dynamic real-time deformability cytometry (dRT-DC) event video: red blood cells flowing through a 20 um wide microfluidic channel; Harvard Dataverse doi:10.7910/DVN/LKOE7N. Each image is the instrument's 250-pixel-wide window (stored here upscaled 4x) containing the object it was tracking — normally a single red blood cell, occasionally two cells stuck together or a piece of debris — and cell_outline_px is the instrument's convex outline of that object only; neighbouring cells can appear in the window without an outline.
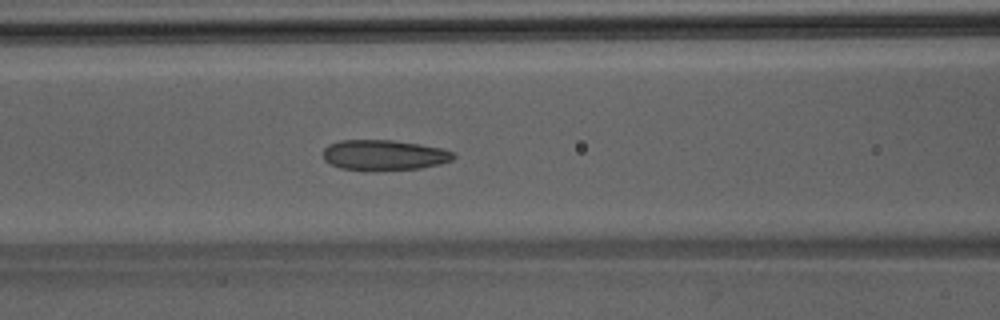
{"species": "Egyptian fruit bat (a non-hibernating species)", "species_latin": "Rousettus aegyptiacus", "temperature_condition": "room temperature", "stored_images_in_passage": 49, "camera_frame_rate_fps": 3000, "um_per_image_px": 0.085, "animal": {"sex": "male"}, "frame": {"image": 1, "passage_image": 21, "time_ms": 6.667, "image_size_px": [1000, 320], "cell_outline_px": [[456, 156], [452, 160], [440, 164], [420, 168], [364, 172], [340, 168], [324, 160], [324, 148], [328, 144], [340, 140], [392, 140], [420, 144], [440, 148], [456, 152]], "centroid_in_image_um": [32.64, 13.2], "position_along_channel_um": 134.0, "area_um2": 23.52}}
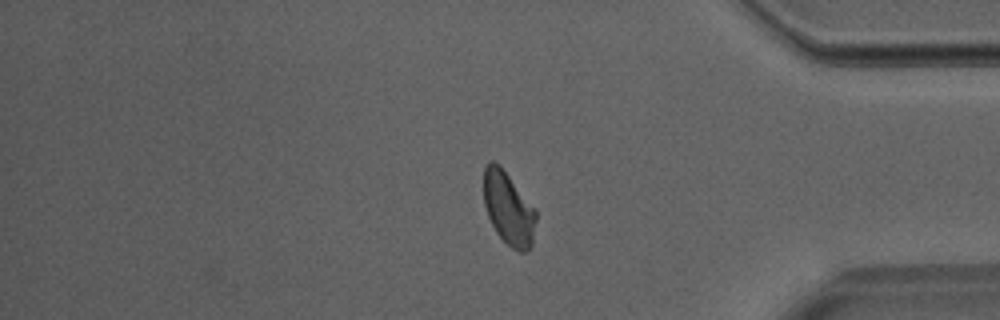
{"frame": {"image": 2, "passage_image": 41, "time_ms": 13.333, "image_size_px": [1000, 320], "cell_outline_px": [[536, 220], [532, 244], [524, 252], [520, 252], [512, 248], [496, 232], [488, 216], [484, 204], [484, 164], [488, 160], [492, 160], [508, 176], [536, 208]], "centroid_in_image_um": [43.22, 17.72], "position_along_channel_um": 392.0, "area_um2": 21.96}}
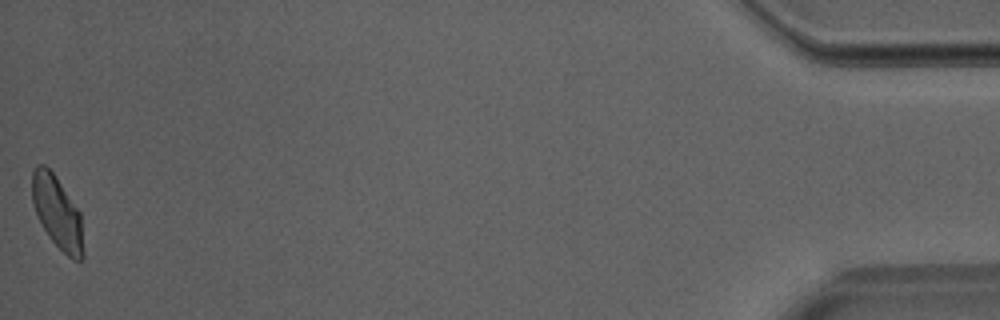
{"frame": {"image": 3, "passage_image": 49, "time_ms": 16.0, "image_size_px": [1000, 320], "cell_outline_px": [[84, 256], [80, 260], [72, 260], [48, 236], [36, 212], [32, 200], [32, 172], [36, 164], [44, 164], [52, 172], [80, 212], [84, 252]], "centroid_in_image_um": [4.87, 18.06], "position_along_channel_um": 430.3, "area_um2": 21.27}}